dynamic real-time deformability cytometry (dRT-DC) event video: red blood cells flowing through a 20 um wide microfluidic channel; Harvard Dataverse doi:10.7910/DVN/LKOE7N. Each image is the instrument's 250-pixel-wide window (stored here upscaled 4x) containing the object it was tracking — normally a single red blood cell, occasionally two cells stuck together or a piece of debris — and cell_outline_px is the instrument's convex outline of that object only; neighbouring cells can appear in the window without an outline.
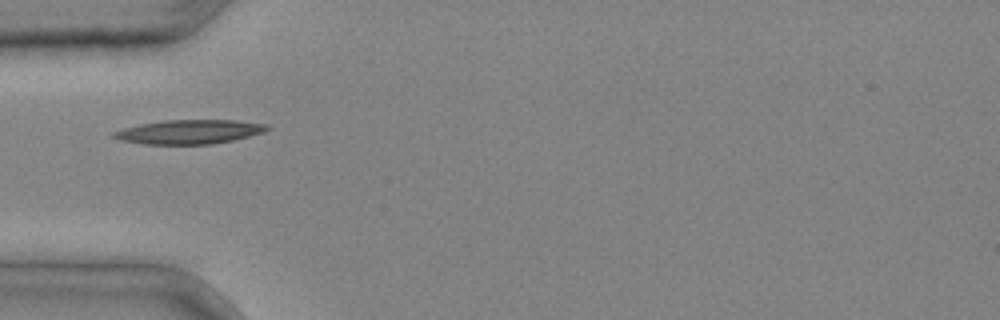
{"species": "common noctule bat (a hibernating species)", "species_latin": "Nyctalus noctula", "temperature_condition": "cold", "stored_images_in_passage": 3, "camera_frame_rate_fps": 3000, "um_per_image_px": 0.085, "animal": {"sex": "male", "body_mass_g": 20.4}, "frame": {"image": 1, "passage_image": 3, "time_ms": 0.667, "image_size_px": [1000, 320], "cell_outline_px": [[272, 128], [264, 132], [232, 140], [212, 144], [144, 144], [120, 140], [112, 136], [112, 132], [124, 128], [140, 124], [164, 120], [236, 120], [268, 124]], "centroid_in_image_um": [16.11, 11.2], "position_along_channel_um": 68.9, "area_um2": 21.56}}